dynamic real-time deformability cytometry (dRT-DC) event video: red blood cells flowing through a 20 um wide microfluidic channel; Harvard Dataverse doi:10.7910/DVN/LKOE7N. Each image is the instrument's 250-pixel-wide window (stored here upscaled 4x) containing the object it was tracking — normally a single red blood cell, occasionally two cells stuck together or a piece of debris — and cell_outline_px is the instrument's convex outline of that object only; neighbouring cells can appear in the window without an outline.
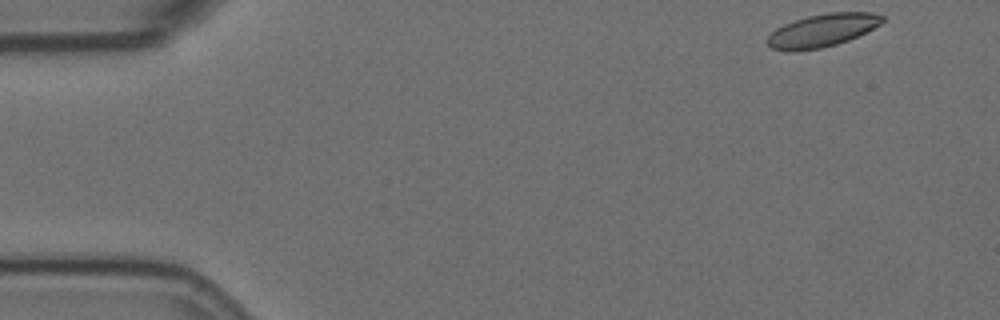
{"species": "Egyptian fruit bat (a non-hibernating species)", "species_latin": "Rousettus aegyptiacus", "temperature_condition": "room temperature", "stored_images_in_passage": 5, "camera_frame_rate_fps": 3000, "um_per_image_px": 0.085, "animal": {"sex": "female"}, "frame": {"image": 1, "passage_image": 1, "time_ms": 0.0, "image_size_px": [1000, 320], "cell_outline_px": [[884, 20], [880, 24], [848, 40], [836, 44], [820, 48], [792, 52], [772, 48], [764, 40], [776, 28], [784, 24], [808, 16], [828, 12], [872, 12], [884, 16]], "centroid_in_image_um": [69.86, 2.58], "position_along_channel_um": 15.1, "area_um2": 21.91}}
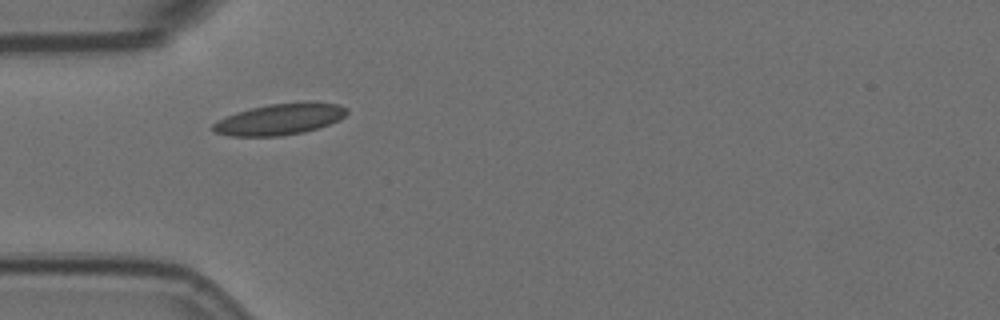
{"frame": {"image": 2, "passage_image": 4, "time_ms": 1.0, "image_size_px": [1000, 320], "cell_outline_px": [[348, 112], [344, 116], [328, 124], [304, 132], [280, 136], [228, 136], [216, 132], [212, 128], [212, 124], [216, 120], [236, 112], [268, 104], [304, 100], [308, 100], [340, 104], [348, 108]], "centroid_in_image_um": [23.79, 10.1], "position_along_channel_um": 61.2, "area_um2": 24.68}}
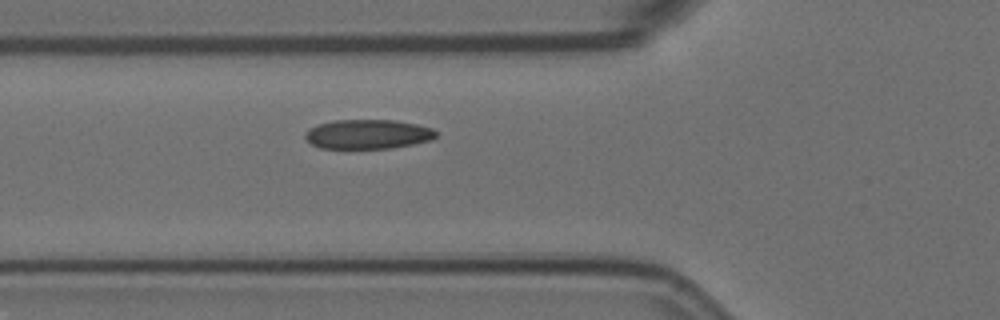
{"frame": {"image": 3, "passage_image": 5, "time_ms": 1.333, "image_size_px": [1000, 320], "cell_outline_px": [[436, 136], [432, 140], [392, 148], [320, 148], [312, 144], [304, 136], [304, 132], [308, 128], [332, 120], [396, 120], [416, 124], [432, 128], [436, 132]], "centroid_in_image_um": [31.26, 11.4], "position_along_channel_um": 94.5, "area_um2": 22.43}}